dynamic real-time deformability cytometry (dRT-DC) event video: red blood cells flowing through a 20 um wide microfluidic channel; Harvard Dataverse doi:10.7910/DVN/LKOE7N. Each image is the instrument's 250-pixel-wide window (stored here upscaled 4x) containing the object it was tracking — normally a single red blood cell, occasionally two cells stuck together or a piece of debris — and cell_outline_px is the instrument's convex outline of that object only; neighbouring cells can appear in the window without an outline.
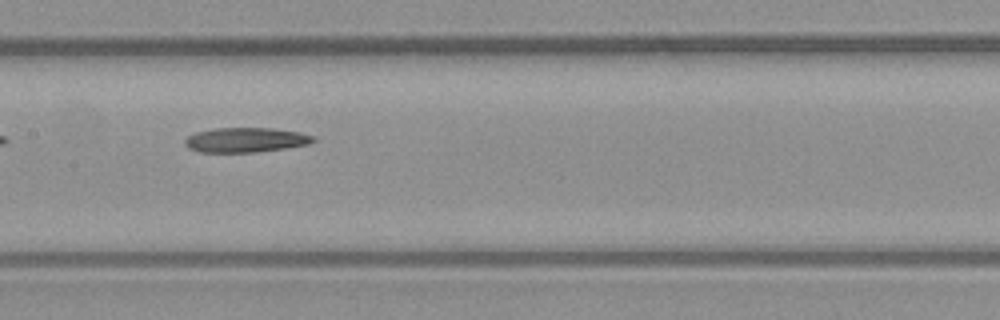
{"species": "common noctule bat (a hibernating species)", "species_latin": "Nyctalus noctula", "temperature_condition": "warm", "stored_images_in_passage": 33, "camera_frame_rate_fps": 3000, "um_per_image_px": 0.085, "animal": {"sex": "male", "body_mass_g": 23.1, "forearm_length_mm": 52.7}, "frame": {"image": 1, "passage_image": 10, "time_ms": 3.0, "image_size_px": [1000, 320], "cell_outline_px": [[316, 140], [308, 144], [284, 148], [256, 152], [200, 152], [188, 148], [184, 144], [184, 140], [188, 136], [196, 132], [216, 128], [272, 128], [300, 132], [316, 136]], "centroid_in_image_um": [20.89, 11.89], "position_along_channel_um": 186.5, "area_um2": 18.5}}
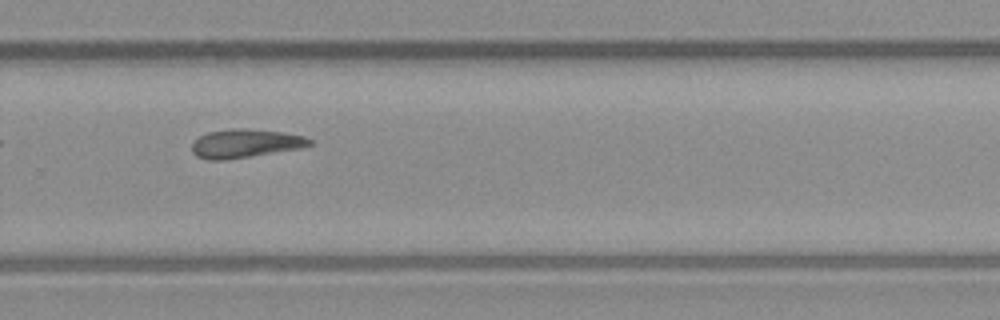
{"frame": {"image": 2, "passage_image": 19, "time_ms": 6.0, "image_size_px": [1000, 320], "cell_outline_px": [[316, 144], [300, 148], [224, 160], [208, 160], [196, 156], [192, 152], [192, 144], [200, 136], [208, 132], [236, 128], [248, 128], [284, 132], [304, 136], [312, 140]], "centroid_in_image_um": [20.88, 12.18], "position_along_channel_um": 308.9, "area_um2": 19.59}}